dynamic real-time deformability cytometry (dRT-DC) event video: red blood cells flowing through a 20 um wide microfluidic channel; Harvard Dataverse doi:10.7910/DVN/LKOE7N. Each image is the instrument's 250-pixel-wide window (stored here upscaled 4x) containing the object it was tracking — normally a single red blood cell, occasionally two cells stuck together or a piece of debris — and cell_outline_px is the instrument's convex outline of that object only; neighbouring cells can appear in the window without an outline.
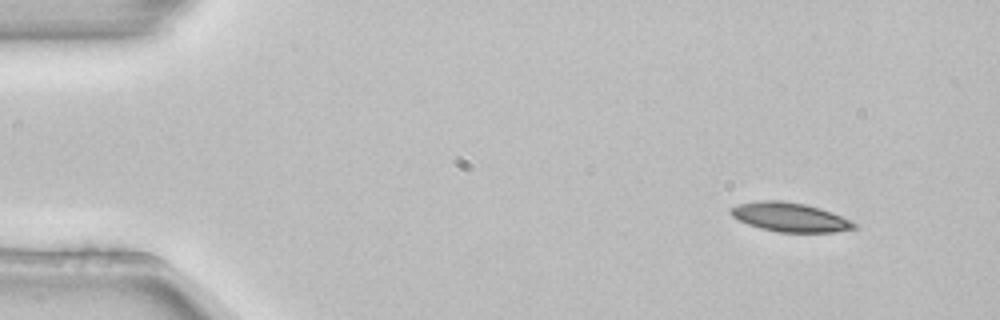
{"species": "common noctule bat (a hibernating species)", "species_latin": "Nyctalus noctula", "temperature_condition": "room temperature", "stored_images_in_passage": 3, "camera_frame_rate_fps": 3000, "um_per_image_px": 0.085, "animal": {"sex": "female", "body_mass_g": 22.7, "forearm_length_mm": 54.2}, "frame": {"image": 1, "passage_image": 1, "time_ms": 0.0, "image_size_px": [1000, 320], "cell_outline_px": [[856, 228], [832, 232], [776, 232], [760, 228], [748, 224], [732, 216], [728, 212], [728, 208], [736, 204], [760, 200], [780, 200], [804, 204], [820, 208], [840, 216], [856, 224]], "centroid_in_image_um": [67.06, 18.45], "position_along_channel_um": 17.9, "area_um2": 20.81}}